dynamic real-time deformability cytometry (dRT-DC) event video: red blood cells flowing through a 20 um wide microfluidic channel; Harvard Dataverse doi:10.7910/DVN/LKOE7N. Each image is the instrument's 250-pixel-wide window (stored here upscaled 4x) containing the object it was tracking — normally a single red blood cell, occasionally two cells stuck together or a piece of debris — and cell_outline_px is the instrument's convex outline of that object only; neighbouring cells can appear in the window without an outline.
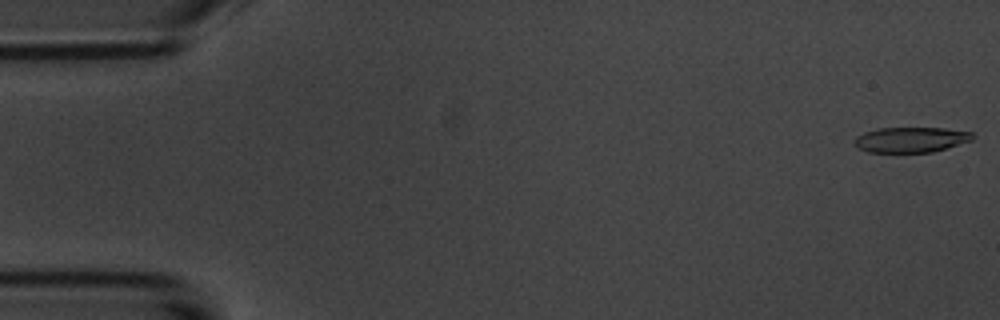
{"species": "common noctule bat (a hibernating species)", "species_latin": "Nyctalus noctula", "temperature_condition": "room temperature", "stored_images_in_passage": 5, "camera_frame_rate_fps": 3000, "um_per_image_px": 0.085, "animal": {"sex": "male", "body_mass_g": 20.1, "forearm_length_mm": 53.5}, "frame": {"image": 1, "passage_image": 1, "time_ms": 0.0, "image_size_px": [1000, 320], "cell_outline_px": [[976, 136], [972, 140], [932, 152], [868, 152], [860, 148], [856, 144], [856, 136], [864, 132], [880, 128], [944, 128], [972, 132]], "centroid_in_image_um": [77.47, 11.86], "position_along_channel_um": 7.5, "area_um2": 17.22}}